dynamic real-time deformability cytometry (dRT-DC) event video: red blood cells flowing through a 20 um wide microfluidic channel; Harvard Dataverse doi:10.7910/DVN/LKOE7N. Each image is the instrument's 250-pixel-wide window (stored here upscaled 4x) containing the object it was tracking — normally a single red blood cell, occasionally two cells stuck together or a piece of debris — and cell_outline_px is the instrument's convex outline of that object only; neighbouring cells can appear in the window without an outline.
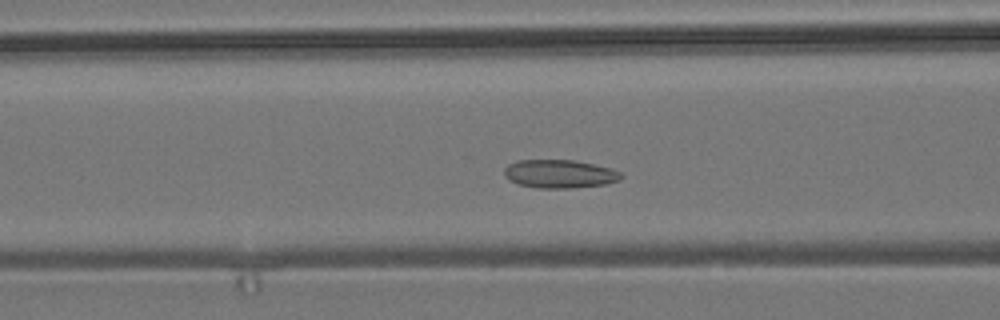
{"species": "common noctule bat (a hibernating species)", "species_latin": "Nyctalus noctula", "temperature_condition": "room temperature", "stored_images_in_passage": 39, "camera_frame_rate_fps": 3000, "um_per_image_px": 0.085, "animal": {"sex": "male", "body_mass_g": 19.2, "forearm_length_mm": 51.8}, "frame": {"image": 1, "passage_image": 5, "time_ms": 1.333, "image_size_px": [1000, 320], "cell_outline_px": [[624, 176], [620, 180], [604, 184], [568, 188], [536, 188], [520, 184], [508, 180], [504, 176], [504, 168], [508, 164], [516, 160], [576, 160], [612, 168], [620, 172]], "centroid_in_image_um": [47.55, 14.77], "position_along_channel_um": 119.0, "area_um2": 19.42}}
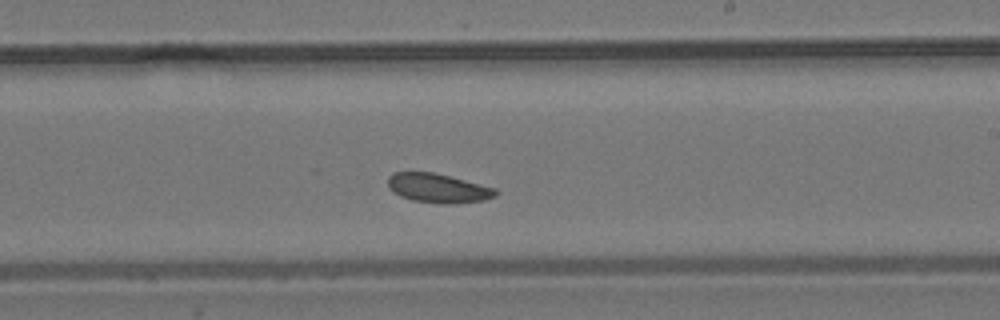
{"frame": {"image": 2, "passage_image": 16, "time_ms": 5.0, "image_size_px": [1000, 320], "cell_outline_px": [[500, 192], [496, 196], [484, 200], [456, 204], [440, 204], [412, 200], [400, 196], [392, 192], [388, 188], [388, 176], [392, 172], [432, 172], [496, 188]], "centroid_in_image_um": [37.23, 16.01], "position_along_channel_um": 251.8, "area_um2": 18.5}}
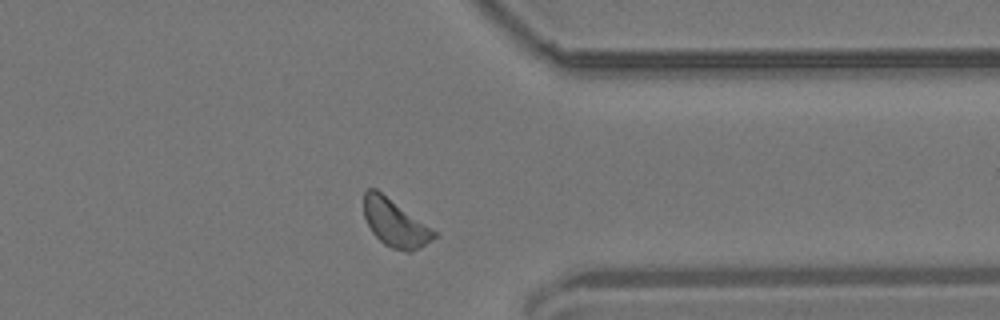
{"frame": {"image": 3, "passage_image": 27, "time_ms": 8.667, "image_size_px": [1000, 320], "cell_outline_px": [[436, 236], [432, 240], [420, 248], [412, 252], [408, 252], [392, 248], [384, 244], [372, 232], [364, 216], [364, 192], [368, 188], [376, 188], [432, 228], [436, 232]], "centroid_in_image_um": [33.57, 18.95], "position_along_channel_um": 377.8, "area_um2": 19.31}}